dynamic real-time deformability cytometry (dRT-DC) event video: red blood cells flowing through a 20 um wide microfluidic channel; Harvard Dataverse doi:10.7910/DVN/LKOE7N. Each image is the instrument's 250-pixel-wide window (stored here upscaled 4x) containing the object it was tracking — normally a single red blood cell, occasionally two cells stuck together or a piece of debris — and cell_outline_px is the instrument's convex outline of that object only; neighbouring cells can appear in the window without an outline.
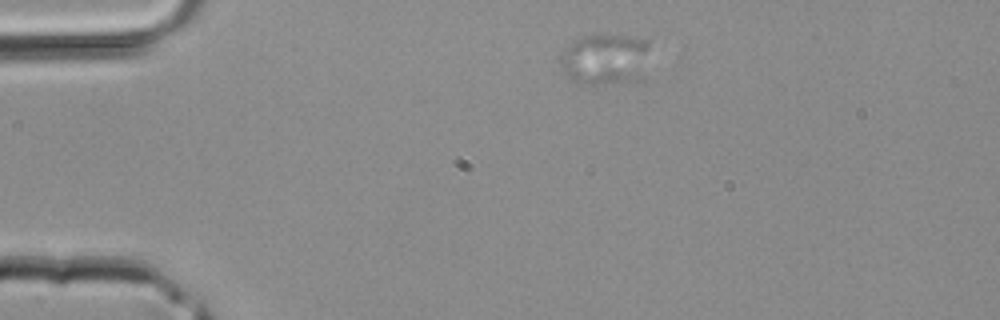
{"species": "common noctule bat (a hibernating species)", "species_latin": "Nyctalus noctula", "temperature_condition": "room temperature", "stored_images_in_passage": 24, "camera_frame_rate_fps": 3000, "um_per_image_px": 0.085, "animal": {"sex": "male", "body_mass_g": 20.4}, "frame": {"image": 1, "passage_image": 1, "time_ms": 0.0, "image_size_px": [1000, 320], "cell_outline_px": [[648, 48], [644, 80], [572, 80], [564, 72], [560, 60], [560, 52], [572, 40], [584, 36], [608, 32], [648, 40]], "centroid_in_image_um": [51.46, 4.91], "position_along_channel_um": 33.5, "area_um2": 26.18}}
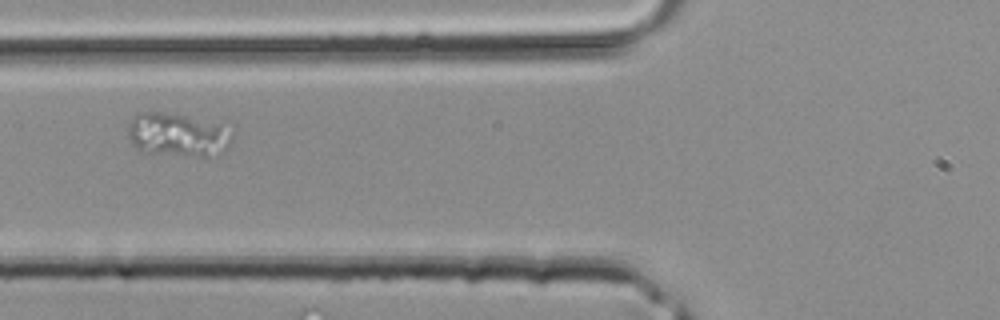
{"frame": {"image": 2, "passage_image": 9, "time_ms": 2.667, "image_size_px": [1000, 320], "cell_outline_px": [[232, 140], [220, 156], [184, 156], [140, 152], [132, 144], [128, 136], [128, 124], [136, 112], [160, 112], [184, 116], [220, 124], [232, 132]], "centroid_in_image_um": [15.07, 11.49], "position_along_channel_um": 110.7, "area_um2": 26.65}}
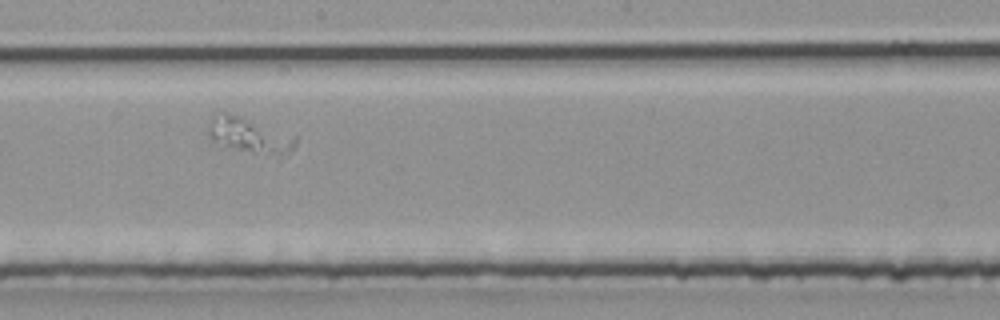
{"frame": {"image": 3, "passage_image": 16, "time_ms": 5.0, "image_size_px": [1000, 320], "cell_outline_px": [[296, 144], [288, 152], [276, 160], [220, 148], [212, 144], [208, 140], [208, 128], [212, 120], [220, 112], [228, 112], [240, 116], [296, 136]], "centroid_in_image_um": [21.16, 11.63], "position_along_channel_um": 227.0, "area_um2": 19.31}}